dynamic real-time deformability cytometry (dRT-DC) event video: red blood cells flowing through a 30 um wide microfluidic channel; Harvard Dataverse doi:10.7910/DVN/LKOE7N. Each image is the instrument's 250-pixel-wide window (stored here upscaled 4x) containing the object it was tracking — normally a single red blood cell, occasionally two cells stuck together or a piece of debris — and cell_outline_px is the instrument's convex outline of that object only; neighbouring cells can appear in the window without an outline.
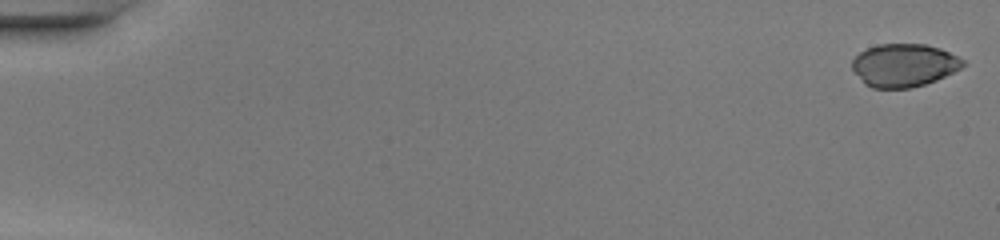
{"species": "common noctule bat (a hibernating species)", "species_latin": "Nyctalus noctula", "temperature_condition": "warm", "stored_images_in_passage": 49, "camera_frame_rate_fps": 3000, "um_per_image_px": 0.085, "animal": {"sex": "female", "body_mass_g": 20.0, "forearm_length_mm": 54.0}, "frame": {"image": 1, "passage_image": 1, "time_ms": 0.0, "image_size_px": [1000, 240], "cell_outline_px": [[964, 64], [960, 68], [936, 80], [912, 88], [872, 88], [864, 84], [852, 68], [852, 60], [860, 52], [876, 44], [928, 44], [940, 48], [964, 60]], "centroid_in_image_um": [76.81, 5.54], "position_along_channel_um": 8.2, "area_um2": 27.63}}
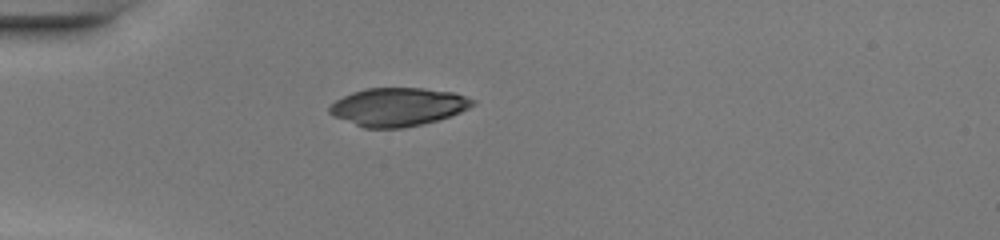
{"frame": {"image": 2, "passage_image": 15, "time_ms": 4.667, "image_size_px": [1000, 240], "cell_outline_px": [[476, 104], [452, 116], [404, 128], [364, 128], [332, 116], [328, 112], [328, 108], [336, 100], [352, 92], [368, 88], [424, 88], [452, 92], [476, 100]], "centroid_in_image_um": [33.82, 9.09], "position_along_channel_um": 51.2, "area_um2": 31.91}}